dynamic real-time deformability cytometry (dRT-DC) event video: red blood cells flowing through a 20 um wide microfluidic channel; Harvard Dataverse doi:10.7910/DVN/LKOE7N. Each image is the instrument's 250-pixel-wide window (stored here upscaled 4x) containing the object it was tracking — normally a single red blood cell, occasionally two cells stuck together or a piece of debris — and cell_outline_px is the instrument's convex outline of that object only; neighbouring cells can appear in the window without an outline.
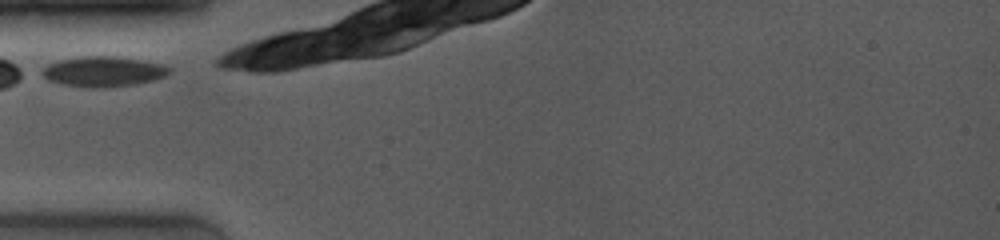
{"species": "common noctule bat (a hibernating species)", "species_latin": "Nyctalus noctula", "temperature_condition": "room temperature", "stored_images_in_passage": 7, "camera_frame_rate_fps": 4000, "um_per_image_px": 0.085, "animal": {"sex": "female", "body_mass_g": 19.0, "forearm_length_mm": 53.3}, "frame": {"image": 1, "passage_image": 1, "time_ms": 0.0, "image_size_px": [1000, 240], "cell_outline_px": [[172, 68], [164, 76], [152, 80], [132, 84], [100, 88], [92, 88], [60, 84], [48, 80], [36, 72], [48, 64], [60, 60], [84, 56], [112, 56], [140, 60], [160, 64]], "centroid_in_image_um": [8.67, 6.08], "position_along_channel_um": 76.3, "area_um2": 22.25}}